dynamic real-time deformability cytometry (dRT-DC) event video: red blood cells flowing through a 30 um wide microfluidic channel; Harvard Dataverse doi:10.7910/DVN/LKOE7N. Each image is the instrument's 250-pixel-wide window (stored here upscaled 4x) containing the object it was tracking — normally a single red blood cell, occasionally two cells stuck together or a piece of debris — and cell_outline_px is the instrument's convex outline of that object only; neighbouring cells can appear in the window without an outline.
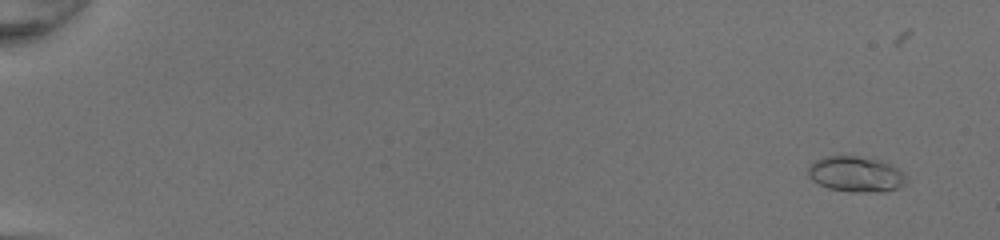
{"species": "common noctule bat (a hibernating species)", "species_latin": "Nyctalus noctula", "temperature_condition": "room temperature", "stored_images_in_passage": 52, "camera_frame_rate_fps": 3000, "um_per_image_px": 0.085, "animal": {"sex": "female", "body_mass_g": 20.0, "forearm_length_mm": 54.0}, "frame": {"image": 1, "passage_image": 5, "time_ms": 1.333, "image_size_px": [1000, 240], "cell_outline_px": [[908, 180], [904, 184], [896, 188], [884, 192], [852, 192], [828, 188], [812, 180], [808, 176], [808, 168], [816, 160], [824, 156], [860, 156], [884, 160], [900, 168], [908, 176]], "centroid_in_image_um": [72.82, 14.79], "position_along_channel_um": 12.2, "area_um2": 20.75}}
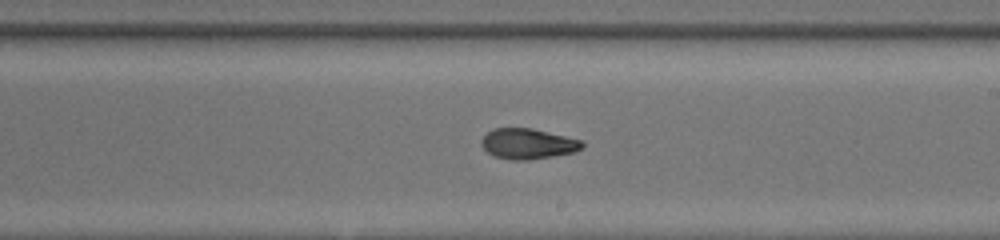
{"frame": {"image": 2, "passage_image": 34, "time_ms": 11.0, "image_size_px": [1000, 240], "cell_outline_px": [[584, 148], [576, 152], [528, 160], [512, 160], [492, 156], [480, 144], [480, 140], [492, 128], [532, 128], [580, 140], [584, 144]], "centroid_in_image_um": [44.85, 12.22], "position_along_channel_um": 244.2, "area_um2": 17.92}}
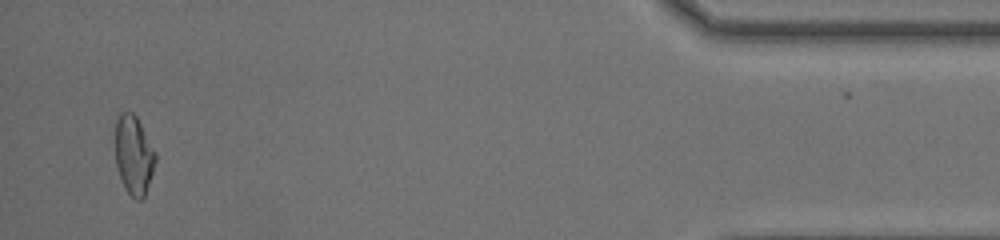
{"frame": {"image": 3, "passage_image": 51, "time_ms": 16.667, "image_size_px": [1000, 240], "cell_outline_px": [[156, 160], [144, 196], [140, 200], [136, 200], [124, 188], [116, 164], [116, 120], [120, 112], [132, 112], [136, 116], [156, 152]], "centroid_in_image_um": [11.37, 13.17], "position_along_channel_um": 423.8, "area_um2": 18.21}, "authors_computed_cell_mechanics": {"area_um2": 18.3804, "velocity_mm_per_s": 4.325, "shape_relaxation_time_tau1_ms": null, "shape_relaxation_time_tau2_ms": 2.0559, "deformation_change_tau1": null, "deformation_change_tau2": 0.0703}}